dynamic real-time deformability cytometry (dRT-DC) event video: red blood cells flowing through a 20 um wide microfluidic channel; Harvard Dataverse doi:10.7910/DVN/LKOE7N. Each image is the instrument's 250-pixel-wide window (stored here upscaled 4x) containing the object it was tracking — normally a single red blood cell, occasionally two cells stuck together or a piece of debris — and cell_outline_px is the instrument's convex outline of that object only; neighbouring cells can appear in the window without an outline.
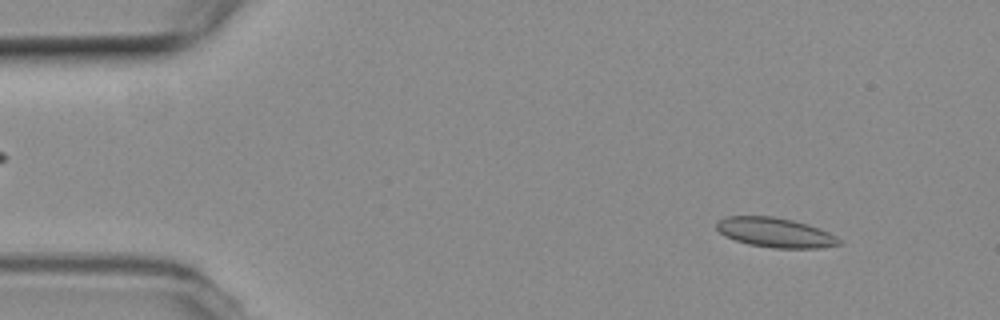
{"species": "common noctule bat (a hibernating species)", "species_latin": "Nyctalus noctula", "temperature_condition": "room temperature", "stored_images_in_passage": 53, "camera_frame_rate_fps": 3000, "um_per_image_px": 0.085, "animal": {"sex": "female", "body_mass_g": 19.3, "forearm_length_mm": 54.1}, "frame": {"image": 1, "passage_image": 5, "time_ms": 1.333, "image_size_px": [1000, 320], "cell_outline_px": [[844, 244], [820, 248], [772, 248], [748, 244], [724, 236], [716, 228], [716, 220], [724, 216], [772, 216], [792, 220], [808, 224], [820, 228], [844, 240]], "centroid_in_image_um": [65.92, 19.77], "position_along_channel_um": 19.1, "area_um2": 21.5}}
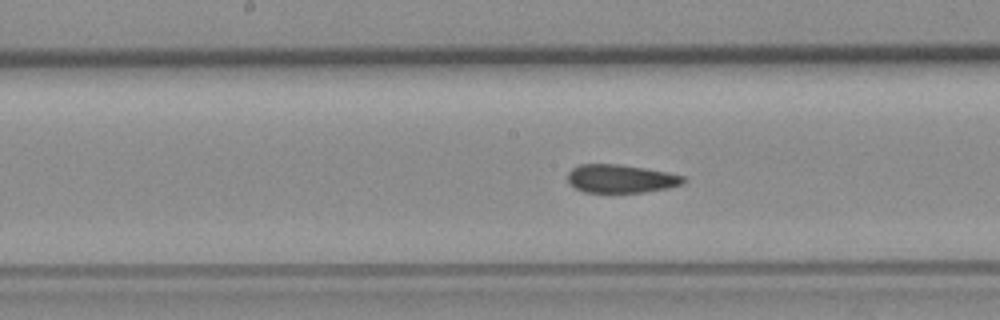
{"frame": {"image": 2, "passage_image": 26, "time_ms": 8.333, "image_size_px": [1000, 320], "cell_outline_px": [[688, 180], [684, 184], [668, 188], [644, 192], [584, 192], [568, 184], [568, 172], [572, 168], [580, 164], [616, 164], [644, 168], [668, 172], [684, 176]], "centroid_in_image_um": [52.79, 15.19], "position_along_channel_um": 195.4, "area_um2": 19.19}}
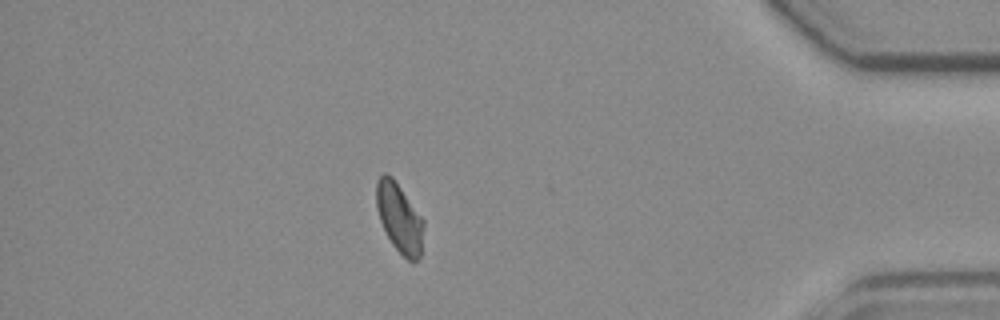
{"frame": {"image": 3, "passage_image": 46, "time_ms": 15.0, "image_size_px": [1000, 320], "cell_outline_px": [[424, 224], [420, 256], [416, 260], [408, 260], [392, 244], [380, 220], [376, 208], [376, 180], [384, 172], [392, 176], [424, 220]], "centroid_in_image_um": [33.93, 18.48], "position_along_channel_um": 401.3, "area_um2": 18.84}, "authors_computed_cell_mechanics": {"area_um2": 19.8832, "velocity_mm_per_s": 3.7804, "shape_relaxation_time_tau1_ms": null, "shape_relaxation_time_tau2_ms": 1.6655, "deformation_change_tau1": null, "deformation_change_tau2": 0.0594}}